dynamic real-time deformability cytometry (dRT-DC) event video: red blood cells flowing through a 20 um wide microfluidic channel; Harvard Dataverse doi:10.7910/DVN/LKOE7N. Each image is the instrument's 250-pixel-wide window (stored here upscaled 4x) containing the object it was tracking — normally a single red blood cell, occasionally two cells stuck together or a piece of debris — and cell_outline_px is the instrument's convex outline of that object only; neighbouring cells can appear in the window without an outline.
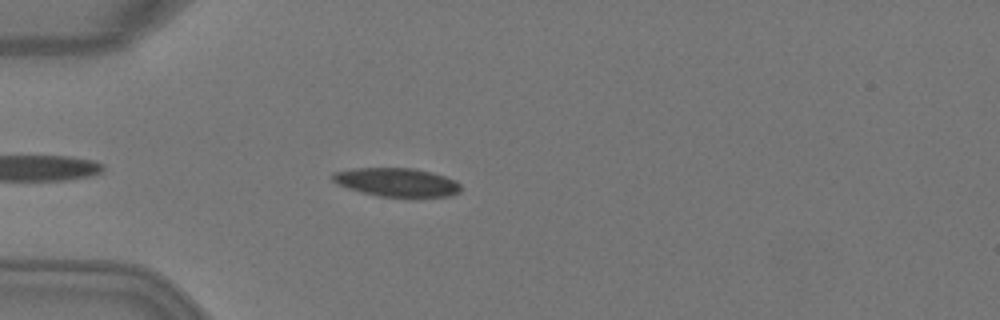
{"species": "Egyptian fruit bat (a non-hibernating species)", "species_latin": "Rousettus aegyptiacus", "temperature_condition": "warm", "stored_images_in_passage": 4, "camera_frame_rate_fps": 3000, "um_per_image_px": 0.085, "animal": {"sex": "female"}, "frame": {"image": 1, "passage_image": 4, "time_ms": 1.0, "image_size_px": [1000, 320], "cell_outline_px": [[460, 192], [448, 196], [380, 196], [348, 188], [332, 180], [332, 172], [352, 168], [416, 168], [432, 172], [456, 180], [460, 184]], "centroid_in_image_um": [33.73, 15.47], "position_along_channel_um": 51.3, "area_um2": 21.1}}